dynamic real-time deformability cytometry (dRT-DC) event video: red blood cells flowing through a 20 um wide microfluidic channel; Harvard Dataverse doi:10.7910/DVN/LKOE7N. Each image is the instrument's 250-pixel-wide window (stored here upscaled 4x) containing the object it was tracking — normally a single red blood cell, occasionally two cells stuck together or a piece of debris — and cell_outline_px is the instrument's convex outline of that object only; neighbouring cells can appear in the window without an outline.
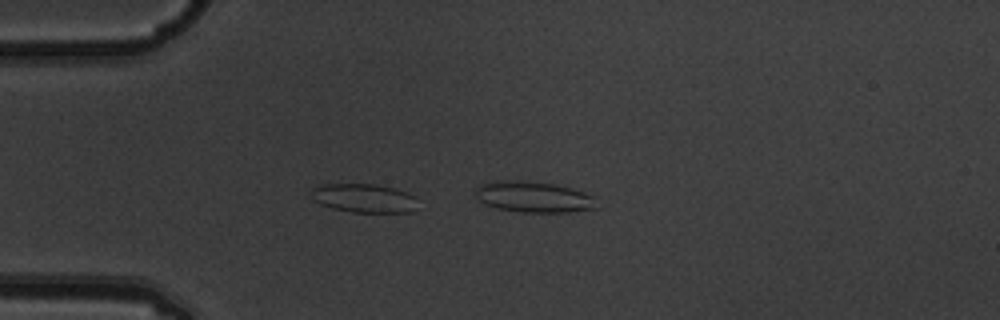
{"species": "common noctule bat (a hibernating species)", "species_latin": "Nyctalus noctula", "temperature_condition": "warm", "stored_images_in_passage": 4, "camera_frame_rate_fps": 3000, "um_per_image_px": 0.085, "animal": {"sex": "male", "body_mass_g": 19.5, "forearm_length_mm": 54.6}, "frame": {"image": 1, "passage_image": 3, "time_ms": 0.667, "image_size_px": [1000, 320], "cell_outline_px": [[416, 196], [412, 212], [352, 212], [332, 208], [320, 204], [316, 200], [312, 188], [324, 184], [376, 184], [396, 188]], "centroid_in_image_um": [30.97, 16.83], "position_along_channel_um": 54.0, "area_um2": 17.57}}